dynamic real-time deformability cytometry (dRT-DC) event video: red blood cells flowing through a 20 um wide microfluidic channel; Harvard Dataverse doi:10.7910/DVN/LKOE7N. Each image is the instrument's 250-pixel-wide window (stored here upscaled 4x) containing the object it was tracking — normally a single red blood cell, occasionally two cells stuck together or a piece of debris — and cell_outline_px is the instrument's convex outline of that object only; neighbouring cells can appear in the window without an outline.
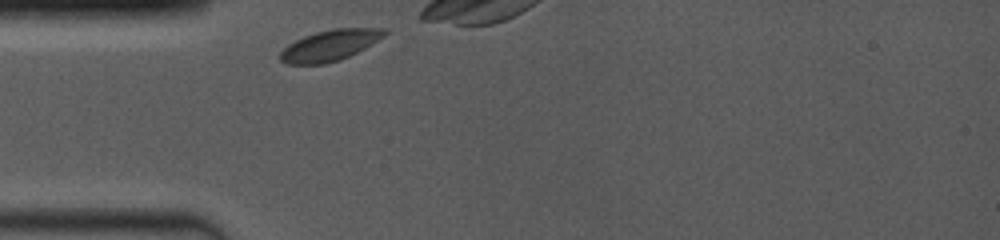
{"species": "common noctule bat (a hibernating species)", "species_latin": "Nyctalus noctula", "temperature_condition": "room temperature", "stored_images_in_passage": 41, "camera_frame_rate_fps": 4000, "um_per_image_px": 0.085, "animal": {"sex": "female", "body_mass_g": 19.0, "forearm_length_mm": 53.3}, "frame": {"image": 1, "passage_image": 1, "time_ms": 0.0, "image_size_px": [1000, 240], "cell_outline_px": [[388, 32], [384, 36], [364, 48], [340, 60], [324, 64], [284, 64], [280, 60], [280, 52], [288, 44], [304, 36], [316, 32], [332, 28], [388, 28]], "centroid_in_image_um": [28.03, 3.85], "position_along_channel_um": 57.0, "area_um2": 18.73}}
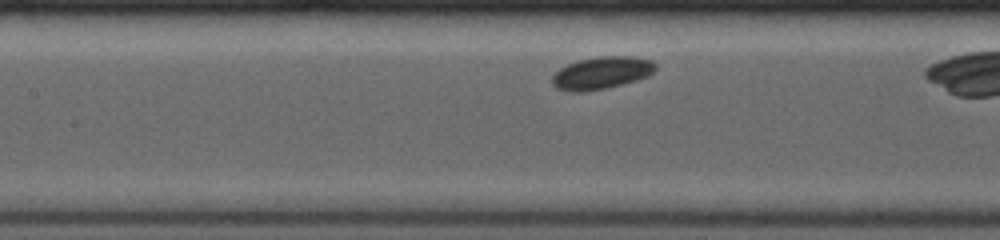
{"frame": {"image": 2, "passage_image": 15, "time_ms": 2.75, "image_size_px": [1000, 240], "cell_outline_px": [[656, 68], [648, 76], [636, 80], [608, 88], [584, 92], [568, 92], [556, 88], [552, 84], [552, 76], [560, 68], [568, 64], [580, 60], [600, 56], [632, 56], [652, 60], [656, 64]], "centroid_in_image_um": [51.13, 6.21], "position_along_channel_um": 156.3, "area_um2": 19.59}}
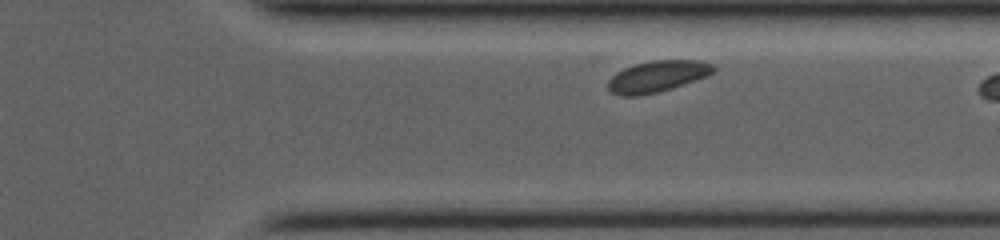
{"frame": {"image": 3, "passage_image": 34, "time_ms": 8.0, "image_size_px": [1000, 240], "cell_outline_px": [[716, 72], [708, 76], [672, 88], [640, 96], [620, 96], [612, 92], [608, 88], [608, 80], [616, 72], [624, 68], [636, 64], [652, 60], [700, 60], [712, 64], [716, 68]], "centroid_in_image_um": [55.9, 6.49], "position_along_channel_um": 355.5, "area_um2": 19.36}, "authors_computed_cell_mechanics": {"area_um2": 19.3052, "velocity_mm_per_s": 3.7688, "shape_relaxation_time_tau1_ms": 1.8062, "shape_relaxation_time_tau2_ms": null, "deformation_change_tau1": 0.0462, "deformation_change_tau2": null}}